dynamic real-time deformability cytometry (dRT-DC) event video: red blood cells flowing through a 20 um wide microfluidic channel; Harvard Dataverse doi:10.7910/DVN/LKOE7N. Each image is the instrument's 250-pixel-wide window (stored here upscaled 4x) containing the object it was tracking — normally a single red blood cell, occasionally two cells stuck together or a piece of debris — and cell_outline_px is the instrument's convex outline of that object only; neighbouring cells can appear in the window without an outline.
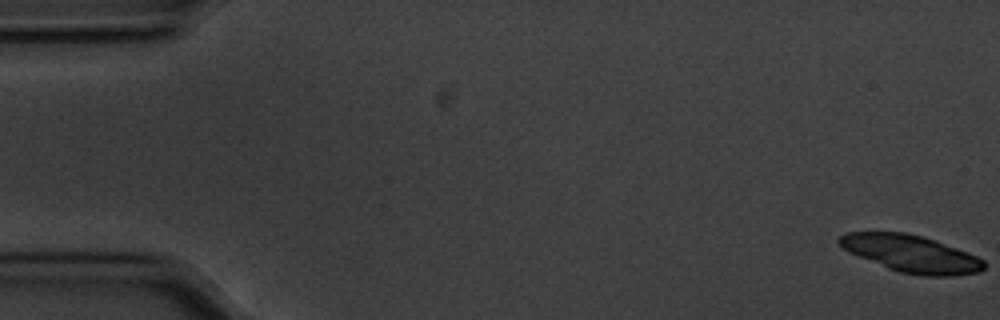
{"species": "common noctule bat (a hibernating species)", "species_latin": "Nyctalus noctula", "temperature_condition": "cold", "stored_images_in_passage": 37, "camera_frame_rate_fps": 3000, "um_per_image_px": 0.085, "animal": {"sex": "male", "body_mass_g": 20.1, "forearm_length_mm": 53.5}, "frame": {"image": 1, "passage_image": 1, "time_ms": 0.0, "image_size_px": [1000, 320], "cell_outline_px": [[984, 268], [980, 272], [952, 276], [920, 276], [900, 272], [888, 268], [848, 252], [836, 240], [844, 232], [904, 232], [936, 240], [968, 252], [984, 260]], "centroid_in_image_um": [77.44, 21.56], "position_along_channel_um": 7.6, "area_um2": 31.27}}
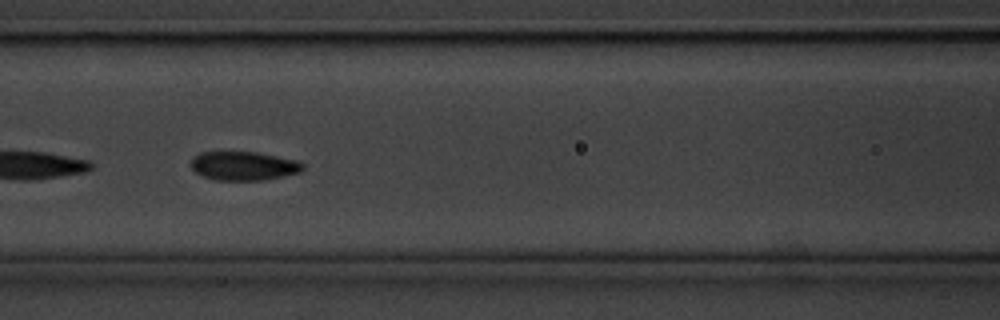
{"frame": {"image": 2, "passage_image": 25, "time_ms": 8.0, "image_size_px": [1000, 320], "cell_outline_px": [[304, 168], [300, 172], [284, 176], [264, 180], [212, 180], [196, 172], [188, 164], [192, 156], [200, 152], [256, 152], [296, 160], [304, 164]], "centroid_in_image_um": [20.67, 14.1], "position_along_channel_um": 145.9, "area_um2": 18.96}}
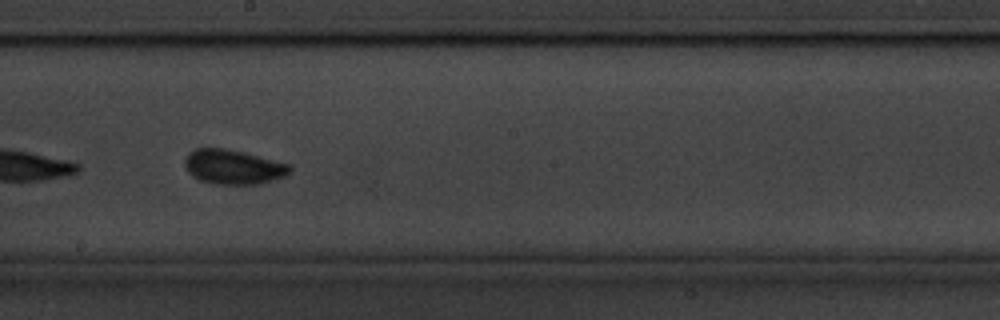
{"frame": {"image": 3, "passage_image": 32, "time_ms": 10.333, "image_size_px": [1000, 320], "cell_outline_px": [[292, 172], [284, 176], [260, 184], [216, 184], [200, 180], [188, 172], [184, 164], [184, 160], [192, 152], [200, 148], [224, 148], [244, 152], [292, 164]], "centroid_in_image_um": [19.89, 14.19], "position_along_channel_um": 228.3, "area_um2": 21.1}}